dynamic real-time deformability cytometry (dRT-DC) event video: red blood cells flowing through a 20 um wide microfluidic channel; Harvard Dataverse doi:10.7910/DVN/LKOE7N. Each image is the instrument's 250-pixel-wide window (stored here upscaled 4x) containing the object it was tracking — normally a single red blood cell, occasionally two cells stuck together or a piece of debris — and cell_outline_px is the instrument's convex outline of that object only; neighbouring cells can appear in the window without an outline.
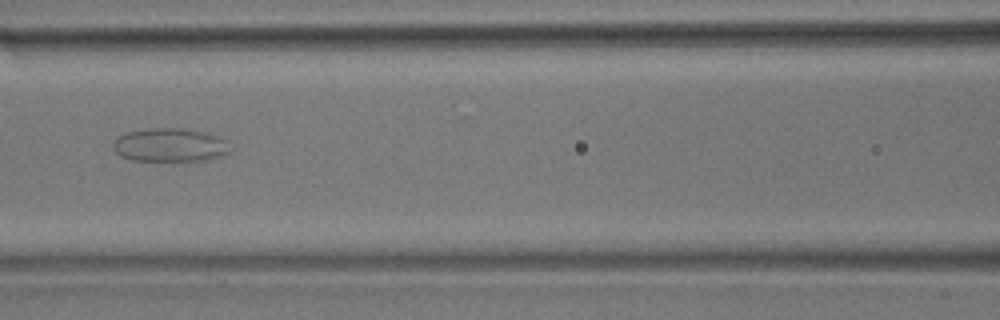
{"species": "common noctule bat (a hibernating species)", "species_latin": "Nyctalus noctula", "temperature_condition": "room temperature", "stored_images_in_passage": 8, "camera_frame_rate_fps": 3000, "um_per_image_px": 0.085, "animal": {"sex": "male", "body_mass_g": 17.9}, "frame": {"image": 1, "passage_image": 7, "time_ms": 6.667, "image_size_px": [1000, 320], "cell_outline_px": [[228, 152], [224, 156], [208, 160], [132, 160], [120, 156], [112, 148], [112, 144], [120, 136], [128, 132], [152, 128], [184, 128], [204, 132], [228, 140]], "centroid_in_image_um": [14.46, 12.33], "position_along_channel_um": 152.1, "area_um2": 22.72}}
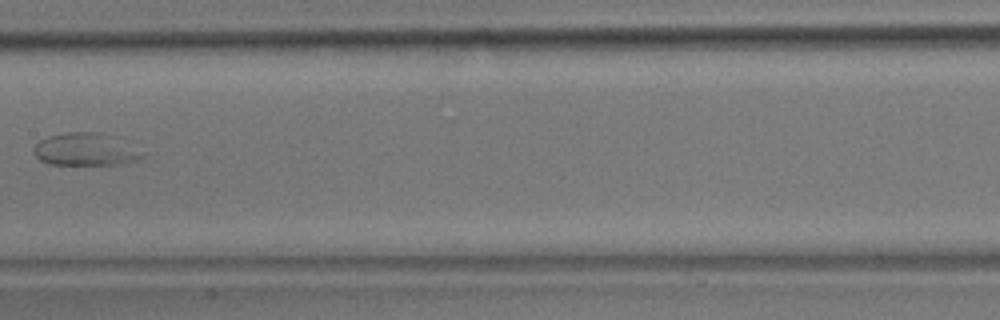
{"frame": {"image": 2, "passage_image": 8, "time_ms": 8.0, "image_size_px": [1000, 320], "cell_outline_px": [[144, 156], [136, 160], [116, 164], [48, 164], [40, 160], [32, 152], [32, 148], [40, 140], [48, 136], [68, 132], [100, 132]], "centroid_in_image_um": [7.06, 12.71], "position_along_channel_um": 200.3, "area_um2": 19.54}}